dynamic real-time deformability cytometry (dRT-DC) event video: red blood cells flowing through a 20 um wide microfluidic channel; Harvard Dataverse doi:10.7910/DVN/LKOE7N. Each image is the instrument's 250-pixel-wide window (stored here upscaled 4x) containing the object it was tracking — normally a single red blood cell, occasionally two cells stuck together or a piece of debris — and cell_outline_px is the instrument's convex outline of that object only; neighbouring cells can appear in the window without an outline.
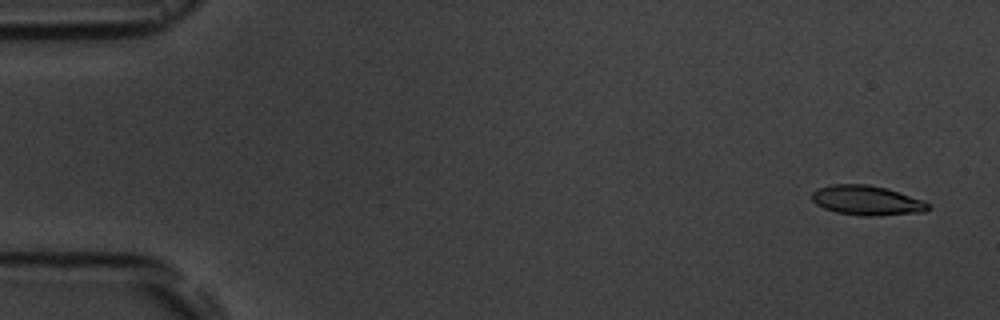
{"species": "common noctule bat (a hibernating species)", "species_latin": "Nyctalus noctula", "temperature_condition": "room temperature", "stored_images_in_passage": 5, "camera_frame_rate_fps": 3000, "um_per_image_px": 0.085, "animal": {"sex": "male", "body_mass_g": 19.5, "forearm_length_mm": 54.6}, "frame": {"image": 1, "passage_image": 1, "time_ms": 0.0, "image_size_px": [1000, 320], "cell_outline_px": [[932, 208], [924, 212], [876, 216], [860, 216], [836, 212], [824, 208], [816, 204], [812, 200], [812, 192], [816, 188], [832, 184], [868, 184], [884, 188], [924, 200]], "centroid_in_image_um": [73.67, 17.04], "position_along_channel_um": 11.3, "area_um2": 20.17}}
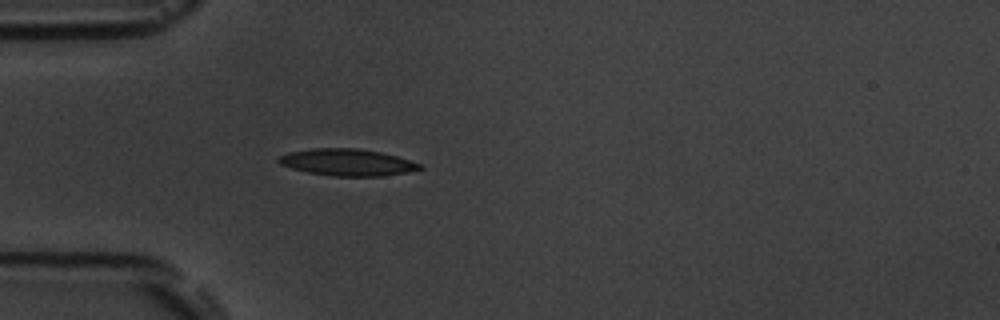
{"frame": {"image": 2, "passage_image": 5, "time_ms": 4.667, "image_size_px": [1000, 320], "cell_outline_px": [[424, 168], [408, 172], [384, 176], [332, 176], [308, 172], [292, 168], [280, 164], [276, 160], [280, 156], [288, 152], [312, 148], [356, 148], [380, 152], [396, 156], [424, 164]], "centroid_in_image_um": [29.55, 13.8], "position_along_channel_um": 55.5, "area_um2": 22.14}}